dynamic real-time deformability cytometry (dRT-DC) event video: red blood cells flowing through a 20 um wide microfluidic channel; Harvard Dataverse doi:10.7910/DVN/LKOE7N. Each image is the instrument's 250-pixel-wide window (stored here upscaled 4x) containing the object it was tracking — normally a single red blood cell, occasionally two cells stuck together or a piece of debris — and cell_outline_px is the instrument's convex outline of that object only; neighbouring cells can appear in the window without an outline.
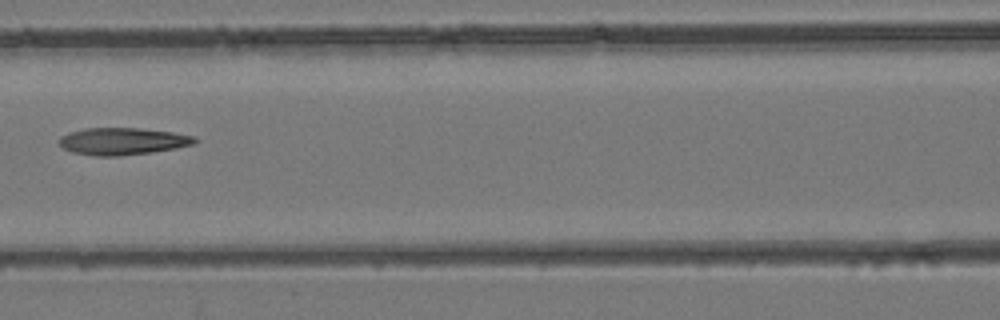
{"species": "common noctule bat (a hibernating species)", "species_latin": "Nyctalus noctula", "temperature_condition": "room temperature", "stored_images_in_passage": 5, "camera_frame_rate_fps": 3000, "um_per_image_px": 0.085, "animal": {"sex": "female", "body_mass_g": 24.6, "forearm_length_mm": 56.2}, "frame": {"image": 1, "passage_image": 5, "time_ms": 5.0, "image_size_px": [1000, 320], "cell_outline_px": [[196, 144], [176, 148], [152, 152], [120, 156], [96, 156], [72, 152], [64, 148], [60, 144], [60, 136], [68, 132], [84, 128], [140, 128], [172, 132], [196, 136]], "centroid_in_image_um": [10.43, 12.0], "position_along_channel_um": 156.2, "area_um2": 21.5}}